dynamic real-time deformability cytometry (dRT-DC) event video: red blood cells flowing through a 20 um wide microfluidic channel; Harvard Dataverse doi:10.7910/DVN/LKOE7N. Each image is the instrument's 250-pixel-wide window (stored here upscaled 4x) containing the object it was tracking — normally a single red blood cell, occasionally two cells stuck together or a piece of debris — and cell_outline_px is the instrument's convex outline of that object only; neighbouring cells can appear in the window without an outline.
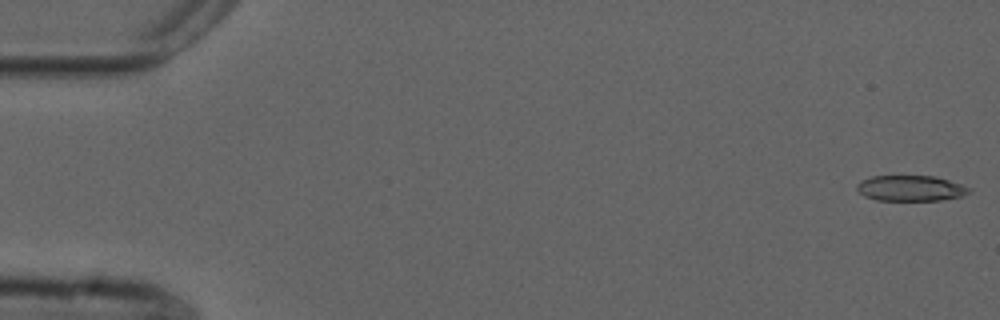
{"species": "common noctule bat (a hibernating species)", "species_latin": "Nyctalus noctula", "temperature_condition": "cold", "stored_images_in_passage": 50, "camera_frame_rate_fps": 3000, "um_per_image_px": 0.085, "animal": {"sex": "male", "forearm_length_mm": 52.5}, "frame": {"image": 1, "passage_image": 1, "time_ms": 0.0, "image_size_px": [1000, 320], "cell_outline_px": [[972, 188], [964, 196], [940, 200], [876, 200], [864, 196], [856, 188], [856, 184], [860, 180], [872, 176], [936, 176]], "centroid_in_image_um": [77.39, 16.0], "position_along_channel_um": 7.6, "area_um2": 16.76}}
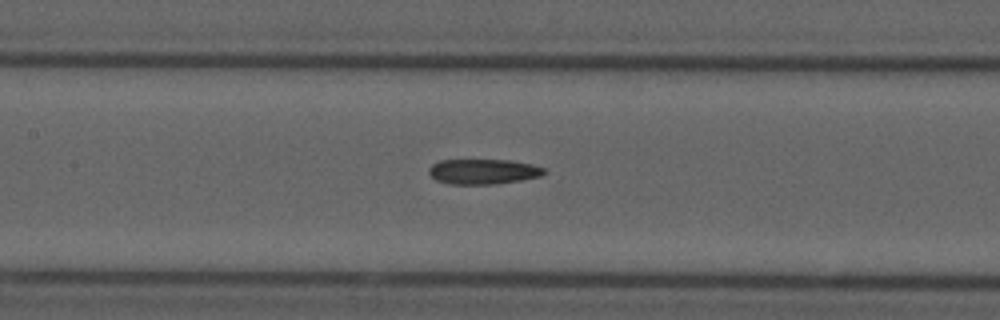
{"frame": {"image": 2, "passage_image": 25, "time_ms": 8.0, "image_size_px": [1000, 320], "cell_outline_px": [[548, 172], [540, 176], [520, 180], [496, 184], [448, 184], [436, 180], [428, 172], [428, 168], [432, 164], [440, 160], [508, 160], [532, 164], [544, 168]], "centroid_in_image_um": [41.06, 14.58], "position_along_channel_um": 166.3, "area_um2": 16.94}}
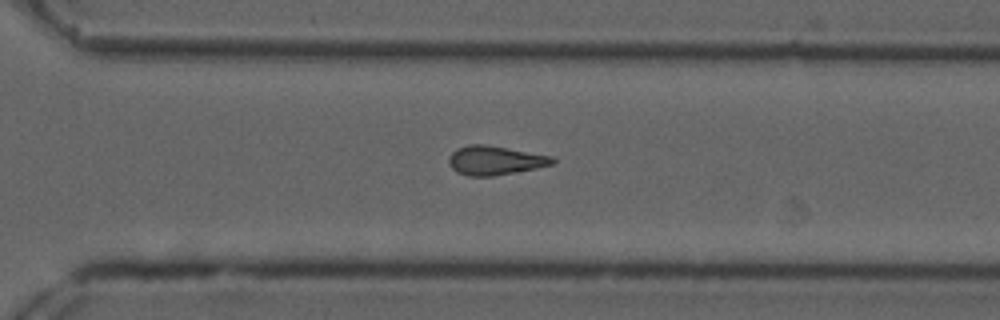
{"frame": {"image": 3, "passage_image": 38, "time_ms": 12.333, "image_size_px": [1000, 320], "cell_outline_px": [[556, 164], [536, 168], [492, 176], [468, 176], [456, 172], [448, 164], [448, 160], [452, 152], [456, 148], [468, 144], [484, 144], [552, 156], [556, 160]], "centroid_in_image_um": [42.06, 13.63], "position_along_channel_um": 328.5, "area_um2": 17.57}}